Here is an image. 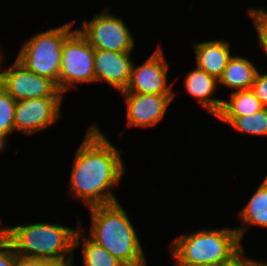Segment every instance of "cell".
I'll return each mask as SVG.
<instances>
[{"mask_svg":"<svg viewBox=\"0 0 267 266\" xmlns=\"http://www.w3.org/2000/svg\"><path fill=\"white\" fill-rule=\"evenodd\" d=\"M103 133L94 123L87 129L71 167L69 194L89 208L118 202L112 191L126 171L122 150Z\"/></svg>","mask_w":267,"mask_h":266,"instance_id":"cell-1","label":"cell"},{"mask_svg":"<svg viewBox=\"0 0 267 266\" xmlns=\"http://www.w3.org/2000/svg\"><path fill=\"white\" fill-rule=\"evenodd\" d=\"M89 237L125 266H146L137 232L124 207L113 204L93 206Z\"/></svg>","mask_w":267,"mask_h":266,"instance_id":"cell-2","label":"cell"},{"mask_svg":"<svg viewBox=\"0 0 267 266\" xmlns=\"http://www.w3.org/2000/svg\"><path fill=\"white\" fill-rule=\"evenodd\" d=\"M77 228L39 222L4 227V237L20 257L44 259L53 263L73 259Z\"/></svg>","mask_w":267,"mask_h":266,"instance_id":"cell-3","label":"cell"},{"mask_svg":"<svg viewBox=\"0 0 267 266\" xmlns=\"http://www.w3.org/2000/svg\"><path fill=\"white\" fill-rule=\"evenodd\" d=\"M174 263L219 265L243 245L235 228L198 229L171 242Z\"/></svg>","mask_w":267,"mask_h":266,"instance_id":"cell-4","label":"cell"},{"mask_svg":"<svg viewBox=\"0 0 267 266\" xmlns=\"http://www.w3.org/2000/svg\"><path fill=\"white\" fill-rule=\"evenodd\" d=\"M70 22L31 36L23 42L16 58L28 70L54 81L58 89L63 44L75 30L71 29L75 21Z\"/></svg>","mask_w":267,"mask_h":266,"instance_id":"cell-5","label":"cell"},{"mask_svg":"<svg viewBox=\"0 0 267 266\" xmlns=\"http://www.w3.org/2000/svg\"><path fill=\"white\" fill-rule=\"evenodd\" d=\"M94 48L75 29L64 41L59 71V91L64 95L77 84L94 83Z\"/></svg>","mask_w":267,"mask_h":266,"instance_id":"cell-6","label":"cell"},{"mask_svg":"<svg viewBox=\"0 0 267 266\" xmlns=\"http://www.w3.org/2000/svg\"><path fill=\"white\" fill-rule=\"evenodd\" d=\"M105 8L91 20L84 19L82 27L78 28V31L94 49L132 52L135 46L132 32L121 17L110 14L108 8Z\"/></svg>","mask_w":267,"mask_h":266,"instance_id":"cell-7","label":"cell"},{"mask_svg":"<svg viewBox=\"0 0 267 266\" xmlns=\"http://www.w3.org/2000/svg\"><path fill=\"white\" fill-rule=\"evenodd\" d=\"M0 85L15 101L64 97L54 81L28 70L17 59L3 71L0 69Z\"/></svg>","mask_w":267,"mask_h":266,"instance_id":"cell-8","label":"cell"},{"mask_svg":"<svg viewBox=\"0 0 267 266\" xmlns=\"http://www.w3.org/2000/svg\"><path fill=\"white\" fill-rule=\"evenodd\" d=\"M163 53L162 47L158 45L144 63L139 66L133 63L129 83L121 92L175 94L172 90L173 82L168 84L169 63Z\"/></svg>","mask_w":267,"mask_h":266,"instance_id":"cell-9","label":"cell"},{"mask_svg":"<svg viewBox=\"0 0 267 266\" xmlns=\"http://www.w3.org/2000/svg\"><path fill=\"white\" fill-rule=\"evenodd\" d=\"M63 98L43 97L16 101L15 131L32 135L55 124L62 117Z\"/></svg>","mask_w":267,"mask_h":266,"instance_id":"cell-10","label":"cell"},{"mask_svg":"<svg viewBox=\"0 0 267 266\" xmlns=\"http://www.w3.org/2000/svg\"><path fill=\"white\" fill-rule=\"evenodd\" d=\"M127 106L128 127L149 128L155 127L164 119L175 94H142L120 92Z\"/></svg>","mask_w":267,"mask_h":266,"instance_id":"cell-11","label":"cell"},{"mask_svg":"<svg viewBox=\"0 0 267 266\" xmlns=\"http://www.w3.org/2000/svg\"><path fill=\"white\" fill-rule=\"evenodd\" d=\"M131 53L94 49V82L103 81L118 92L125 90L134 63Z\"/></svg>","mask_w":267,"mask_h":266,"instance_id":"cell-12","label":"cell"},{"mask_svg":"<svg viewBox=\"0 0 267 266\" xmlns=\"http://www.w3.org/2000/svg\"><path fill=\"white\" fill-rule=\"evenodd\" d=\"M184 84L186 92L198 100L204 111L215 117L219 114L223 99L212 97L218 88L215 77L196 67L186 74Z\"/></svg>","mask_w":267,"mask_h":266,"instance_id":"cell-13","label":"cell"},{"mask_svg":"<svg viewBox=\"0 0 267 266\" xmlns=\"http://www.w3.org/2000/svg\"><path fill=\"white\" fill-rule=\"evenodd\" d=\"M196 67L204 70L217 80L222 76L223 71L231 59L229 41L211 40L194 43Z\"/></svg>","mask_w":267,"mask_h":266,"instance_id":"cell-14","label":"cell"},{"mask_svg":"<svg viewBox=\"0 0 267 266\" xmlns=\"http://www.w3.org/2000/svg\"><path fill=\"white\" fill-rule=\"evenodd\" d=\"M238 219L243 223L242 227H235L241 244L250 225L267 229V175L248 203L239 210Z\"/></svg>","mask_w":267,"mask_h":266,"instance_id":"cell-15","label":"cell"},{"mask_svg":"<svg viewBox=\"0 0 267 266\" xmlns=\"http://www.w3.org/2000/svg\"><path fill=\"white\" fill-rule=\"evenodd\" d=\"M257 72V67L248 58L234 55L219 78L218 86L233 89L232 92L250 90Z\"/></svg>","mask_w":267,"mask_h":266,"instance_id":"cell-16","label":"cell"},{"mask_svg":"<svg viewBox=\"0 0 267 266\" xmlns=\"http://www.w3.org/2000/svg\"><path fill=\"white\" fill-rule=\"evenodd\" d=\"M82 224L78 221V230L74 239V249L81 245L84 266H125L121 261L112 256L102 246L98 245L89 236L84 235ZM84 236H83V235ZM82 237V240H81Z\"/></svg>","mask_w":267,"mask_h":266,"instance_id":"cell-17","label":"cell"},{"mask_svg":"<svg viewBox=\"0 0 267 266\" xmlns=\"http://www.w3.org/2000/svg\"><path fill=\"white\" fill-rule=\"evenodd\" d=\"M264 107L252 90L231 92L229 100H223L216 117H241L259 112Z\"/></svg>","mask_w":267,"mask_h":266,"instance_id":"cell-18","label":"cell"},{"mask_svg":"<svg viewBox=\"0 0 267 266\" xmlns=\"http://www.w3.org/2000/svg\"><path fill=\"white\" fill-rule=\"evenodd\" d=\"M220 122L230 125L233 129L253 136L267 137V108L251 115L241 117H216Z\"/></svg>","mask_w":267,"mask_h":266,"instance_id":"cell-19","label":"cell"},{"mask_svg":"<svg viewBox=\"0 0 267 266\" xmlns=\"http://www.w3.org/2000/svg\"><path fill=\"white\" fill-rule=\"evenodd\" d=\"M16 101L0 85V134L10 135L15 131Z\"/></svg>","mask_w":267,"mask_h":266,"instance_id":"cell-20","label":"cell"},{"mask_svg":"<svg viewBox=\"0 0 267 266\" xmlns=\"http://www.w3.org/2000/svg\"><path fill=\"white\" fill-rule=\"evenodd\" d=\"M248 14L253 20L260 48L267 56V16L256 13L251 7L248 8Z\"/></svg>","mask_w":267,"mask_h":266,"instance_id":"cell-21","label":"cell"},{"mask_svg":"<svg viewBox=\"0 0 267 266\" xmlns=\"http://www.w3.org/2000/svg\"><path fill=\"white\" fill-rule=\"evenodd\" d=\"M251 90L259 99L262 106L267 108V73L262 74L259 71L257 72Z\"/></svg>","mask_w":267,"mask_h":266,"instance_id":"cell-22","label":"cell"},{"mask_svg":"<svg viewBox=\"0 0 267 266\" xmlns=\"http://www.w3.org/2000/svg\"><path fill=\"white\" fill-rule=\"evenodd\" d=\"M17 256L12 244L3 237L0 240V266H14Z\"/></svg>","mask_w":267,"mask_h":266,"instance_id":"cell-23","label":"cell"},{"mask_svg":"<svg viewBox=\"0 0 267 266\" xmlns=\"http://www.w3.org/2000/svg\"><path fill=\"white\" fill-rule=\"evenodd\" d=\"M242 246L228 260L221 262L217 266H257L261 261L246 257Z\"/></svg>","mask_w":267,"mask_h":266,"instance_id":"cell-24","label":"cell"},{"mask_svg":"<svg viewBox=\"0 0 267 266\" xmlns=\"http://www.w3.org/2000/svg\"><path fill=\"white\" fill-rule=\"evenodd\" d=\"M54 263L44 259L17 256L14 266H52Z\"/></svg>","mask_w":267,"mask_h":266,"instance_id":"cell-25","label":"cell"},{"mask_svg":"<svg viewBox=\"0 0 267 266\" xmlns=\"http://www.w3.org/2000/svg\"><path fill=\"white\" fill-rule=\"evenodd\" d=\"M9 135H7V134H0V153L2 152V151H4L5 150V148L7 147V141H8V139H7V137H8Z\"/></svg>","mask_w":267,"mask_h":266,"instance_id":"cell-26","label":"cell"},{"mask_svg":"<svg viewBox=\"0 0 267 266\" xmlns=\"http://www.w3.org/2000/svg\"><path fill=\"white\" fill-rule=\"evenodd\" d=\"M52 266H75V265L73 264V259H71L66 262L54 263Z\"/></svg>","mask_w":267,"mask_h":266,"instance_id":"cell-27","label":"cell"},{"mask_svg":"<svg viewBox=\"0 0 267 266\" xmlns=\"http://www.w3.org/2000/svg\"><path fill=\"white\" fill-rule=\"evenodd\" d=\"M175 266H213L209 264H189V263H175Z\"/></svg>","mask_w":267,"mask_h":266,"instance_id":"cell-28","label":"cell"},{"mask_svg":"<svg viewBox=\"0 0 267 266\" xmlns=\"http://www.w3.org/2000/svg\"><path fill=\"white\" fill-rule=\"evenodd\" d=\"M256 13H259V14H263V15H266L267 16V10H265L264 8H257L256 7H251Z\"/></svg>","mask_w":267,"mask_h":266,"instance_id":"cell-29","label":"cell"},{"mask_svg":"<svg viewBox=\"0 0 267 266\" xmlns=\"http://www.w3.org/2000/svg\"><path fill=\"white\" fill-rule=\"evenodd\" d=\"M1 223H2V221H1V218H0V236H4V227L5 226H1Z\"/></svg>","mask_w":267,"mask_h":266,"instance_id":"cell-30","label":"cell"},{"mask_svg":"<svg viewBox=\"0 0 267 266\" xmlns=\"http://www.w3.org/2000/svg\"><path fill=\"white\" fill-rule=\"evenodd\" d=\"M2 55H3V53H2L1 50H0V64H2L3 61H4V60H3L4 58H3ZM1 66H2V65H0V68H2Z\"/></svg>","mask_w":267,"mask_h":266,"instance_id":"cell-31","label":"cell"},{"mask_svg":"<svg viewBox=\"0 0 267 266\" xmlns=\"http://www.w3.org/2000/svg\"><path fill=\"white\" fill-rule=\"evenodd\" d=\"M257 266H267V262L261 261Z\"/></svg>","mask_w":267,"mask_h":266,"instance_id":"cell-32","label":"cell"}]
</instances>
